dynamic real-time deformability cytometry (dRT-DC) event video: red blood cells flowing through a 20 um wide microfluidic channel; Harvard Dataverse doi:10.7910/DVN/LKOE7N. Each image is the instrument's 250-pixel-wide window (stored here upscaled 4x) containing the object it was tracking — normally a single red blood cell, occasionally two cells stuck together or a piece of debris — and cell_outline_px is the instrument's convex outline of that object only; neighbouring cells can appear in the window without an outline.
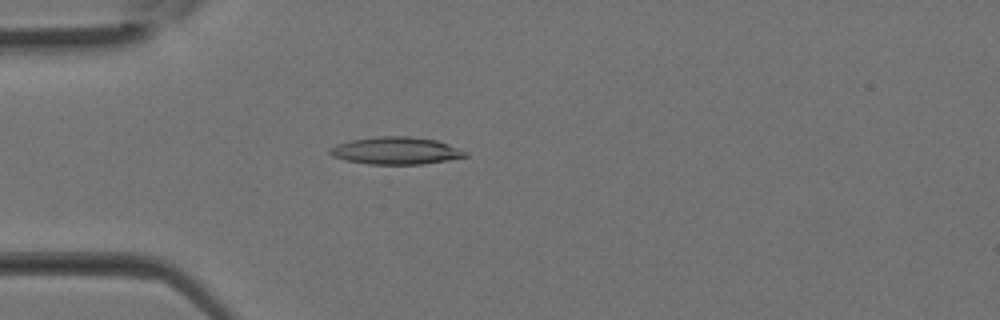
{"species": "Egyptian fruit bat (a non-hibernating species)", "species_latin": "Rousettus aegyptiacus", "temperature_condition": "room temperature", "stored_images_in_passage": 18, "camera_frame_rate_fps": 3000, "um_per_image_px": 0.085, "animal": {"sex": "female"}, "frame": {"image": 1, "passage_image": 8, "time_ms": 2.333, "image_size_px": [1000, 320], "cell_outline_px": [[468, 156], [448, 160], [420, 164], [368, 164], [344, 160], [332, 156], [328, 152], [336, 144], [348, 140], [376, 136], [408, 136], [436, 140], [448, 144], [468, 152]], "centroid_in_image_um": [33.63, 12.8], "position_along_channel_um": 51.4, "area_um2": 21.62}}
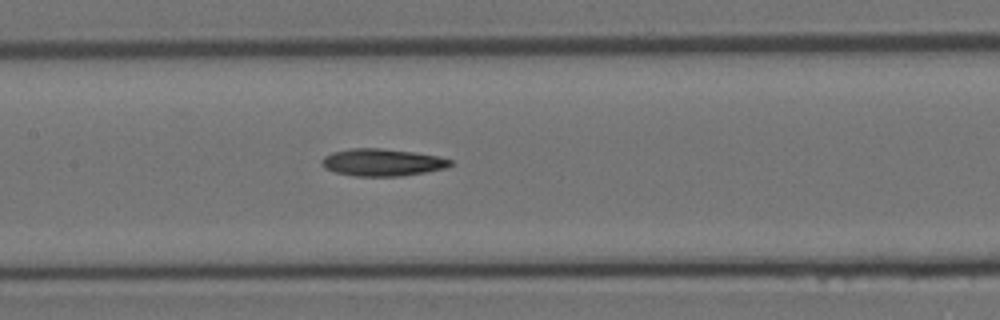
{"frame": {"image": 2, "passage_image": 14, "time_ms": 4.333, "image_size_px": [1000, 320], "cell_outline_px": [[456, 164], [444, 168], [424, 172], [400, 176], [356, 176], [336, 172], [324, 168], [320, 164], [320, 160], [324, 156], [332, 152], [352, 148], [380, 148], [412, 152], [440, 156], [452, 160]], "centroid_in_image_um": [32.49, 13.8], "position_along_channel_um": 174.9, "area_um2": 20.46}}
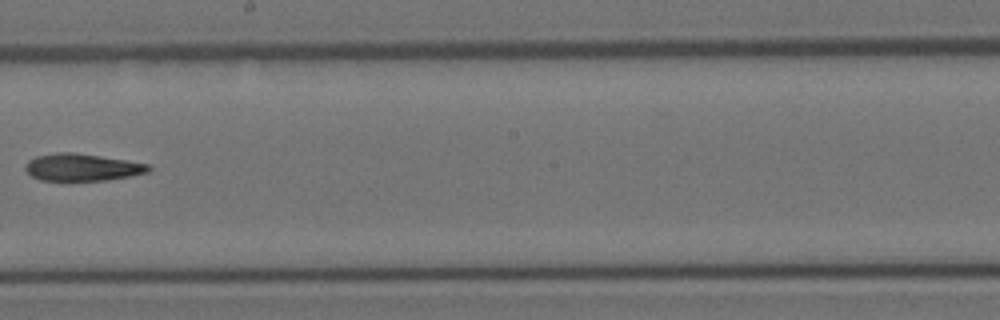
{"frame": {"image": 3, "passage_image": 17, "time_ms": 5.333, "image_size_px": [1000, 320], "cell_outline_px": [[152, 168], [148, 172], [132, 176], [104, 180], [40, 180], [32, 176], [24, 168], [28, 160], [36, 156], [60, 152], [72, 152], [100, 156], [148, 164]], "centroid_in_image_um": [6.97, 14.22], "position_along_channel_um": 241.2, "area_um2": 19.31}}